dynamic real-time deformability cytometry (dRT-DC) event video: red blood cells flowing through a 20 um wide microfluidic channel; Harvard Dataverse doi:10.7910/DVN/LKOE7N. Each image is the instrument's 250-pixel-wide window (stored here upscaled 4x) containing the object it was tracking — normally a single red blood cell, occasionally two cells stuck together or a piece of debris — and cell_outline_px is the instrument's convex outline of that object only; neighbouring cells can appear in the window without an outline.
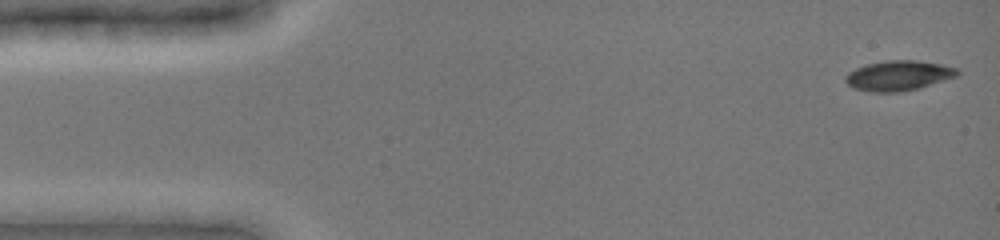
{"species": "common noctule bat (a hibernating species)", "species_latin": "Nyctalus noctula", "temperature_condition": "cold", "stored_images_in_passage": 37, "camera_frame_rate_fps": 3000, "um_per_image_px": 0.085, "animal": {"sex": "female", "body_mass_g": 19.0, "forearm_length_mm": 51.5}, "frame": {"image": 1, "passage_image": 1, "time_ms": 0.0, "image_size_px": [1000, 240], "cell_outline_px": [[960, 72], [956, 76], [920, 88], [900, 92], [868, 92], [852, 88], [844, 80], [844, 76], [848, 72], [856, 68], [868, 64], [888, 60], [916, 60], [944, 64], [956, 68]], "centroid_in_image_um": [76.35, 6.43], "position_along_channel_um": 8.6, "area_um2": 19.71}}
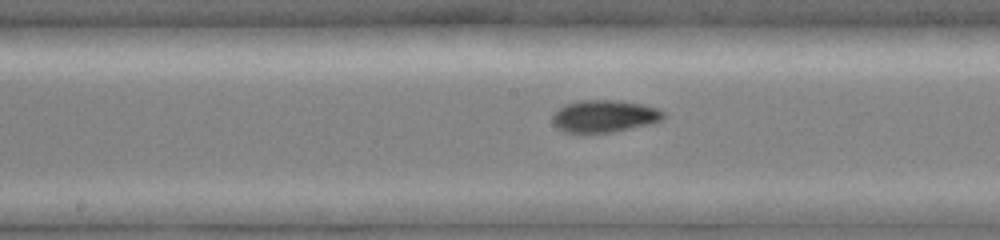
{"frame": {"image": 2, "passage_image": 19, "time_ms": 7.667, "image_size_px": [1000, 240], "cell_outline_px": [[664, 116], [660, 120], [652, 124], [612, 132], [564, 132], [556, 128], [552, 124], [552, 116], [564, 104], [580, 100], [616, 100], [640, 104], [656, 108], [664, 112]], "centroid_in_image_um": [51.34, 9.87], "position_along_channel_um": 196.9, "area_um2": 20.75}}
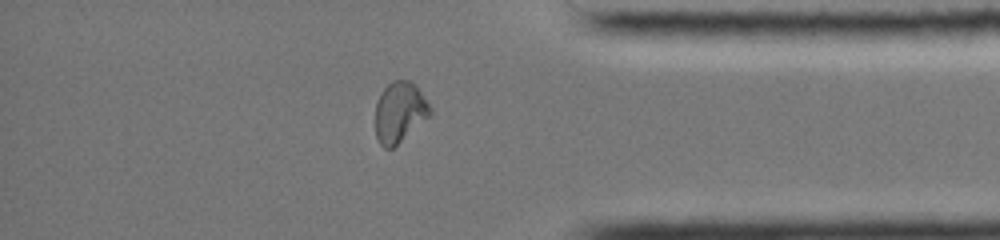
{"frame": {"image": 3, "passage_image": 32, "time_ms": 13.0, "image_size_px": [1000, 240], "cell_outline_px": [[432, 112], [428, 116], [392, 148], [384, 148], [380, 144], [376, 136], [376, 104], [380, 92], [392, 80], [408, 80], [416, 84], [432, 108]], "centroid_in_image_um": [33.96, 9.49], "position_along_channel_um": 401.2, "area_um2": 19.07}, "authors_computed_cell_mechanics": {"area_um2": 19.7098, "velocity_mm_per_s": 3.9734, "shape_relaxation_time_tau1_ms": 9.4391, "shape_relaxation_time_tau2_ms": 1.9979, "deformation_change_tau1": 0.2215, "deformation_change_tau2": 0.0458}}